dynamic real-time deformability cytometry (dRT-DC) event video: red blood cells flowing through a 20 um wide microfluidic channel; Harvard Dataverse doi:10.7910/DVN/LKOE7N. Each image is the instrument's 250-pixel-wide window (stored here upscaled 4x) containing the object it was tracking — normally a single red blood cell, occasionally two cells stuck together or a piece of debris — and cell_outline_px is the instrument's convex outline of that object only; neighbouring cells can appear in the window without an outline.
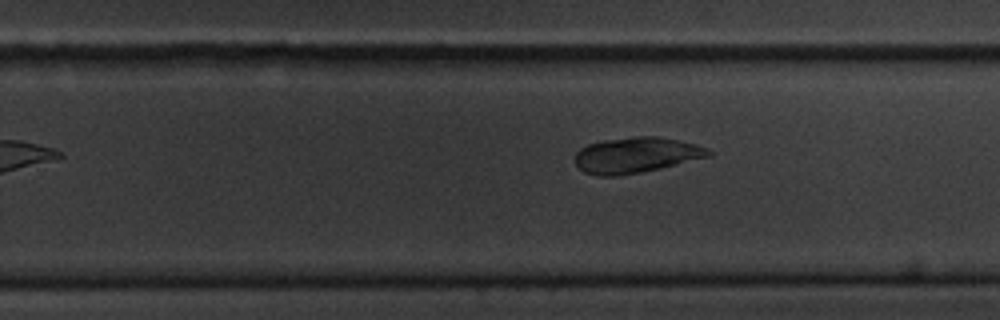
{"species": "common noctule bat (a hibernating species)", "species_latin": "Nyctalus noctula", "temperature_condition": "cold", "stored_images_in_passage": 9, "camera_frame_rate_fps": 3000, "um_per_image_px": 0.085, "animal": {"sex": "male", "body_mass_g": 20.1, "forearm_length_mm": 53.5}, "frame": {"image": 1, "passage_image": 9, "time_ms": 9.667, "image_size_px": [1000, 320], "cell_outline_px": [[712, 156], [660, 168], [640, 172], [616, 176], [596, 176], [584, 172], [576, 164], [576, 152], [580, 148], [588, 144], [600, 140], [636, 136], [660, 136], [696, 144], [708, 148], [712, 152]], "centroid_in_image_um": [54.08, 13.17], "position_along_channel_um": 275.7, "area_um2": 27.86}}